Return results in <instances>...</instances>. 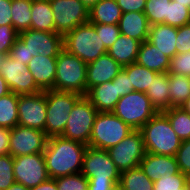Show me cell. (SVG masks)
Listing matches in <instances>:
<instances>
[{
	"label": "cell",
	"instance_id": "1",
	"mask_svg": "<svg viewBox=\"0 0 190 190\" xmlns=\"http://www.w3.org/2000/svg\"><path fill=\"white\" fill-rule=\"evenodd\" d=\"M87 147L86 144L61 136L48 138L43 156L49 178L81 173Z\"/></svg>",
	"mask_w": 190,
	"mask_h": 190
},
{
	"label": "cell",
	"instance_id": "2",
	"mask_svg": "<svg viewBox=\"0 0 190 190\" xmlns=\"http://www.w3.org/2000/svg\"><path fill=\"white\" fill-rule=\"evenodd\" d=\"M140 131L146 152L175 156L181 146L182 140L172 129L167 116L163 112H157Z\"/></svg>",
	"mask_w": 190,
	"mask_h": 190
},
{
	"label": "cell",
	"instance_id": "3",
	"mask_svg": "<svg viewBox=\"0 0 190 190\" xmlns=\"http://www.w3.org/2000/svg\"><path fill=\"white\" fill-rule=\"evenodd\" d=\"M86 74L87 64L63 48L57 56L53 90L85 96Z\"/></svg>",
	"mask_w": 190,
	"mask_h": 190
},
{
	"label": "cell",
	"instance_id": "4",
	"mask_svg": "<svg viewBox=\"0 0 190 190\" xmlns=\"http://www.w3.org/2000/svg\"><path fill=\"white\" fill-rule=\"evenodd\" d=\"M64 49L77 56L86 64L97 60L107 53V48L100 39V33H96L94 24L83 23L63 37Z\"/></svg>",
	"mask_w": 190,
	"mask_h": 190
},
{
	"label": "cell",
	"instance_id": "5",
	"mask_svg": "<svg viewBox=\"0 0 190 190\" xmlns=\"http://www.w3.org/2000/svg\"><path fill=\"white\" fill-rule=\"evenodd\" d=\"M82 96L73 92L46 90V123L44 132L48 138L61 136L69 113Z\"/></svg>",
	"mask_w": 190,
	"mask_h": 190
},
{
	"label": "cell",
	"instance_id": "6",
	"mask_svg": "<svg viewBox=\"0 0 190 190\" xmlns=\"http://www.w3.org/2000/svg\"><path fill=\"white\" fill-rule=\"evenodd\" d=\"M133 131L134 129L113 112H98L94 120L88 146L108 150Z\"/></svg>",
	"mask_w": 190,
	"mask_h": 190
},
{
	"label": "cell",
	"instance_id": "7",
	"mask_svg": "<svg viewBox=\"0 0 190 190\" xmlns=\"http://www.w3.org/2000/svg\"><path fill=\"white\" fill-rule=\"evenodd\" d=\"M134 130H140L156 113L146 93L133 91L121 97L112 111Z\"/></svg>",
	"mask_w": 190,
	"mask_h": 190
},
{
	"label": "cell",
	"instance_id": "8",
	"mask_svg": "<svg viewBox=\"0 0 190 190\" xmlns=\"http://www.w3.org/2000/svg\"><path fill=\"white\" fill-rule=\"evenodd\" d=\"M97 109L82 96L73 106L61 137L86 144L88 146Z\"/></svg>",
	"mask_w": 190,
	"mask_h": 190
},
{
	"label": "cell",
	"instance_id": "9",
	"mask_svg": "<svg viewBox=\"0 0 190 190\" xmlns=\"http://www.w3.org/2000/svg\"><path fill=\"white\" fill-rule=\"evenodd\" d=\"M81 173L88 181H120V171L116 168L107 150L88 146L84 152Z\"/></svg>",
	"mask_w": 190,
	"mask_h": 190
},
{
	"label": "cell",
	"instance_id": "10",
	"mask_svg": "<svg viewBox=\"0 0 190 190\" xmlns=\"http://www.w3.org/2000/svg\"><path fill=\"white\" fill-rule=\"evenodd\" d=\"M54 14L55 32L63 37L77 26L89 22V9L80 0H49Z\"/></svg>",
	"mask_w": 190,
	"mask_h": 190
},
{
	"label": "cell",
	"instance_id": "11",
	"mask_svg": "<svg viewBox=\"0 0 190 190\" xmlns=\"http://www.w3.org/2000/svg\"><path fill=\"white\" fill-rule=\"evenodd\" d=\"M107 151L120 172L138 167L146 153L141 131L134 130Z\"/></svg>",
	"mask_w": 190,
	"mask_h": 190
},
{
	"label": "cell",
	"instance_id": "12",
	"mask_svg": "<svg viewBox=\"0 0 190 190\" xmlns=\"http://www.w3.org/2000/svg\"><path fill=\"white\" fill-rule=\"evenodd\" d=\"M15 181L33 188L49 179L43 153L13 157Z\"/></svg>",
	"mask_w": 190,
	"mask_h": 190
},
{
	"label": "cell",
	"instance_id": "13",
	"mask_svg": "<svg viewBox=\"0 0 190 190\" xmlns=\"http://www.w3.org/2000/svg\"><path fill=\"white\" fill-rule=\"evenodd\" d=\"M0 75L5 79L10 91L15 94H35L42 91L35 83L27 65L15 61L8 55H5L0 65Z\"/></svg>",
	"mask_w": 190,
	"mask_h": 190
},
{
	"label": "cell",
	"instance_id": "14",
	"mask_svg": "<svg viewBox=\"0 0 190 190\" xmlns=\"http://www.w3.org/2000/svg\"><path fill=\"white\" fill-rule=\"evenodd\" d=\"M48 137L45 132L17 125L10 129L9 154L12 157L43 153Z\"/></svg>",
	"mask_w": 190,
	"mask_h": 190
},
{
	"label": "cell",
	"instance_id": "15",
	"mask_svg": "<svg viewBox=\"0 0 190 190\" xmlns=\"http://www.w3.org/2000/svg\"><path fill=\"white\" fill-rule=\"evenodd\" d=\"M46 91L35 94L19 95L18 125L44 132L46 123Z\"/></svg>",
	"mask_w": 190,
	"mask_h": 190
},
{
	"label": "cell",
	"instance_id": "16",
	"mask_svg": "<svg viewBox=\"0 0 190 190\" xmlns=\"http://www.w3.org/2000/svg\"><path fill=\"white\" fill-rule=\"evenodd\" d=\"M18 37L27 46L30 56L42 55L57 57L64 48L63 36L56 32L28 29L18 33Z\"/></svg>",
	"mask_w": 190,
	"mask_h": 190
},
{
	"label": "cell",
	"instance_id": "17",
	"mask_svg": "<svg viewBox=\"0 0 190 190\" xmlns=\"http://www.w3.org/2000/svg\"><path fill=\"white\" fill-rule=\"evenodd\" d=\"M122 69L123 67L108 53L101 55L97 60L87 64V91L91 87L112 81Z\"/></svg>",
	"mask_w": 190,
	"mask_h": 190
},
{
	"label": "cell",
	"instance_id": "18",
	"mask_svg": "<svg viewBox=\"0 0 190 190\" xmlns=\"http://www.w3.org/2000/svg\"><path fill=\"white\" fill-rule=\"evenodd\" d=\"M139 166L153 182L158 180L160 176L180 173L175 156L146 152Z\"/></svg>",
	"mask_w": 190,
	"mask_h": 190
},
{
	"label": "cell",
	"instance_id": "19",
	"mask_svg": "<svg viewBox=\"0 0 190 190\" xmlns=\"http://www.w3.org/2000/svg\"><path fill=\"white\" fill-rule=\"evenodd\" d=\"M85 97L98 112H112L121 98L117 89V76L112 81L91 87Z\"/></svg>",
	"mask_w": 190,
	"mask_h": 190
},
{
	"label": "cell",
	"instance_id": "20",
	"mask_svg": "<svg viewBox=\"0 0 190 190\" xmlns=\"http://www.w3.org/2000/svg\"><path fill=\"white\" fill-rule=\"evenodd\" d=\"M57 57L38 55L27 64L37 86L42 90H53Z\"/></svg>",
	"mask_w": 190,
	"mask_h": 190
},
{
	"label": "cell",
	"instance_id": "21",
	"mask_svg": "<svg viewBox=\"0 0 190 190\" xmlns=\"http://www.w3.org/2000/svg\"><path fill=\"white\" fill-rule=\"evenodd\" d=\"M178 28L166 24L150 25L147 41L154 45L168 58L176 55Z\"/></svg>",
	"mask_w": 190,
	"mask_h": 190
},
{
	"label": "cell",
	"instance_id": "22",
	"mask_svg": "<svg viewBox=\"0 0 190 190\" xmlns=\"http://www.w3.org/2000/svg\"><path fill=\"white\" fill-rule=\"evenodd\" d=\"M120 34L143 43L148 39L150 23L143 12L122 13L118 23Z\"/></svg>",
	"mask_w": 190,
	"mask_h": 190
},
{
	"label": "cell",
	"instance_id": "23",
	"mask_svg": "<svg viewBox=\"0 0 190 190\" xmlns=\"http://www.w3.org/2000/svg\"><path fill=\"white\" fill-rule=\"evenodd\" d=\"M171 59L147 40L141 43L136 63L157 73L168 72Z\"/></svg>",
	"mask_w": 190,
	"mask_h": 190
},
{
	"label": "cell",
	"instance_id": "24",
	"mask_svg": "<svg viewBox=\"0 0 190 190\" xmlns=\"http://www.w3.org/2000/svg\"><path fill=\"white\" fill-rule=\"evenodd\" d=\"M141 42L120 34L107 53L122 67L136 62Z\"/></svg>",
	"mask_w": 190,
	"mask_h": 190
},
{
	"label": "cell",
	"instance_id": "25",
	"mask_svg": "<svg viewBox=\"0 0 190 190\" xmlns=\"http://www.w3.org/2000/svg\"><path fill=\"white\" fill-rule=\"evenodd\" d=\"M145 93L157 112H163L171 108L168 72L158 73Z\"/></svg>",
	"mask_w": 190,
	"mask_h": 190
},
{
	"label": "cell",
	"instance_id": "26",
	"mask_svg": "<svg viewBox=\"0 0 190 190\" xmlns=\"http://www.w3.org/2000/svg\"><path fill=\"white\" fill-rule=\"evenodd\" d=\"M121 16L116 0H100L89 9V22L92 24L118 25Z\"/></svg>",
	"mask_w": 190,
	"mask_h": 190
},
{
	"label": "cell",
	"instance_id": "27",
	"mask_svg": "<svg viewBox=\"0 0 190 190\" xmlns=\"http://www.w3.org/2000/svg\"><path fill=\"white\" fill-rule=\"evenodd\" d=\"M31 29L55 32L54 14L49 0H32Z\"/></svg>",
	"mask_w": 190,
	"mask_h": 190
},
{
	"label": "cell",
	"instance_id": "28",
	"mask_svg": "<svg viewBox=\"0 0 190 190\" xmlns=\"http://www.w3.org/2000/svg\"><path fill=\"white\" fill-rule=\"evenodd\" d=\"M126 71L130 86H133L134 91L146 92L147 88L152 84V80L158 74L156 71L147 69L139 64L132 63L123 67Z\"/></svg>",
	"mask_w": 190,
	"mask_h": 190
},
{
	"label": "cell",
	"instance_id": "29",
	"mask_svg": "<svg viewBox=\"0 0 190 190\" xmlns=\"http://www.w3.org/2000/svg\"><path fill=\"white\" fill-rule=\"evenodd\" d=\"M19 95L13 92L0 97V127L12 129L18 125Z\"/></svg>",
	"mask_w": 190,
	"mask_h": 190
},
{
	"label": "cell",
	"instance_id": "30",
	"mask_svg": "<svg viewBox=\"0 0 190 190\" xmlns=\"http://www.w3.org/2000/svg\"><path fill=\"white\" fill-rule=\"evenodd\" d=\"M119 184L126 190H153V181L140 166L122 171Z\"/></svg>",
	"mask_w": 190,
	"mask_h": 190
},
{
	"label": "cell",
	"instance_id": "31",
	"mask_svg": "<svg viewBox=\"0 0 190 190\" xmlns=\"http://www.w3.org/2000/svg\"><path fill=\"white\" fill-rule=\"evenodd\" d=\"M32 0H12V26L18 32L31 28Z\"/></svg>",
	"mask_w": 190,
	"mask_h": 190
},
{
	"label": "cell",
	"instance_id": "32",
	"mask_svg": "<svg viewBox=\"0 0 190 190\" xmlns=\"http://www.w3.org/2000/svg\"><path fill=\"white\" fill-rule=\"evenodd\" d=\"M163 113L167 116L172 129L182 140L190 139V114L181 107H171Z\"/></svg>",
	"mask_w": 190,
	"mask_h": 190
},
{
	"label": "cell",
	"instance_id": "33",
	"mask_svg": "<svg viewBox=\"0 0 190 190\" xmlns=\"http://www.w3.org/2000/svg\"><path fill=\"white\" fill-rule=\"evenodd\" d=\"M169 94L171 107H180L190 96V86L186 76L169 74Z\"/></svg>",
	"mask_w": 190,
	"mask_h": 190
},
{
	"label": "cell",
	"instance_id": "34",
	"mask_svg": "<svg viewBox=\"0 0 190 190\" xmlns=\"http://www.w3.org/2000/svg\"><path fill=\"white\" fill-rule=\"evenodd\" d=\"M171 0H146L144 14L150 25H168V5Z\"/></svg>",
	"mask_w": 190,
	"mask_h": 190
},
{
	"label": "cell",
	"instance_id": "35",
	"mask_svg": "<svg viewBox=\"0 0 190 190\" xmlns=\"http://www.w3.org/2000/svg\"><path fill=\"white\" fill-rule=\"evenodd\" d=\"M190 23V9L174 0L168 5V25L179 28Z\"/></svg>",
	"mask_w": 190,
	"mask_h": 190
},
{
	"label": "cell",
	"instance_id": "36",
	"mask_svg": "<svg viewBox=\"0 0 190 190\" xmlns=\"http://www.w3.org/2000/svg\"><path fill=\"white\" fill-rule=\"evenodd\" d=\"M188 185L187 176L180 172L173 175L160 176L153 182V190H184Z\"/></svg>",
	"mask_w": 190,
	"mask_h": 190
},
{
	"label": "cell",
	"instance_id": "37",
	"mask_svg": "<svg viewBox=\"0 0 190 190\" xmlns=\"http://www.w3.org/2000/svg\"><path fill=\"white\" fill-rule=\"evenodd\" d=\"M58 190H88L89 181L82 174H73L55 179Z\"/></svg>",
	"mask_w": 190,
	"mask_h": 190
},
{
	"label": "cell",
	"instance_id": "38",
	"mask_svg": "<svg viewBox=\"0 0 190 190\" xmlns=\"http://www.w3.org/2000/svg\"><path fill=\"white\" fill-rule=\"evenodd\" d=\"M15 181L13 157L10 154L0 156V190H6Z\"/></svg>",
	"mask_w": 190,
	"mask_h": 190
},
{
	"label": "cell",
	"instance_id": "39",
	"mask_svg": "<svg viewBox=\"0 0 190 190\" xmlns=\"http://www.w3.org/2000/svg\"><path fill=\"white\" fill-rule=\"evenodd\" d=\"M168 74L190 75V51L187 53L176 54L171 58Z\"/></svg>",
	"mask_w": 190,
	"mask_h": 190
},
{
	"label": "cell",
	"instance_id": "40",
	"mask_svg": "<svg viewBox=\"0 0 190 190\" xmlns=\"http://www.w3.org/2000/svg\"><path fill=\"white\" fill-rule=\"evenodd\" d=\"M96 33H100V39L104 46L109 49L120 35L118 25L94 24Z\"/></svg>",
	"mask_w": 190,
	"mask_h": 190
},
{
	"label": "cell",
	"instance_id": "41",
	"mask_svg": "<svg viewBox=\"0 0 190 190\" xmlns=\"http://www.w3.org/2000/svg\"><path fill=\"white\" fill-rule=\"evenodd\" d=\"M17 38L18 32L13 26H0V53L8 55Z\"/></svg>",
	"mask_w": 190,
	"mask_h": 190
},
{
	"label": "cell",
	"instance_id": "42",
	"mask_svg": "<svg viewBox=\"0 0 190 190\" xmlns=\"http://www.w3.org/2000/svg\"><path fill=\"white\" fill-rule=\"evenodd\" d=\"M180 172L186 176L190 173V139L181 142V146L175 155Z\"/></svg>",
	"mask_w": 190,
	"mask_h": 190
},
{
	"label": "cell",
	"instance_id": "43",
	"mask_svg": "<svg viewBox=\"0 0 190 190\" xmlns=\"http://www.w3.org/2000/svg\"><path fill=\"white\" fill-rule=\"evenodd\" d=\"M8 56L14 59L15 61H20L22 64L26 65L32 59V56H30V52L27 49V46L19 37L14 42L11 50L9 51Z\"/></svg>",
	"mask_w": 190,
	"mask_h": 190
},
{
	"label": "cell",
	"instance_id": "44",
	"mask_svg": "<svg viewBox=\"0 0 190 190\" xmlns=\"http://www.w3.org/2000/svg\"><path fill=\"white\" fill-rule=\"evenodd\" d=\"M190 51V23L178 28L176 39V54Z\"/></svg>",
	"mask_w": 190,
	"mask_h": 190
},
{
	"label": "cell",
	"instance_id": "45",
	"mask_svg": "<svg viewBox=\"0 0 190 190\" xmlns=\"http://www.w3.org/2000/svg\"><path fill=\"white\" fill-rule=\"evenodd\" d=\"M122 13L144 12L146 0H116Z\"/></svg>",
	"mask_w": 190,
	"mask_h": 190
},
{
	"label": "cell",
	"instance_id": "46",
	"mask_svg": "<svg viewBox=\"0 0 190 190\" xmlns=\"http://www.w3.org/2000/svg\"><path fill=\"white\" fill-rule=\"evenodd\" d=\"M12 0H0V26H12Z\"/></svg>",
	"mask_w": 190,
	"mask_h": 190
},
{
	"label": "cell",
	"instance_id": "47",
	"mask_svg": "<svg viewBox=\"0 0 190 190\" xmlns=\"http://www.w3.org/2000/svg\"><path fill=\"white\" fill-rule=\"evenodd\" d=\"M117 89L120 97L134 91L133 86H130L129 77L124 69L117 75Z\"/></svg>",
	"mask_w": 190,
	"mask_h": 190
},
{
	"label": "cell",
	"instance_id": "48",
	"mask_svg": "<svg viewBox=\"0 0 190 190\" xmlns=\"http://www.w3.org/2000/svg\"><path fill=\"white\" fill-rule=\"evenodd\" d=\"M10 129L0 127V156L9 154Z\"/></svg>",
	"mask_w": 190,
	"mask_h": 190
},
{
	"label": "cell",
	"instance_id": "49",
	"mask_svg": "<svg viewBox=\"0 0 190 190\" xmlns=\"http://www.w3.org/2000/svg\"><path fill=\"white\" fill-rule=\"evenodd\" d=\"M115 186L113 181H89L88 190H112Z\"/></svg>",
	"mask_w": 190,
	"mask_h": 190
},
{
	"label": "cell",
	"instance_id": "50",
	"mask_svg": "<svg viewBox=\"0 0 190 190\" xmlns=\"http://www.w3.org/2000/svg\"><path fill=\"white\" fill-rule=\"evenodd\" d=\"M30 190H58V188L55 179L49 178L47 181L42 182L41 184L31 188Z\"/></svg>",
	"mask_w": 190,
	"mask_h": 190
},
{
	"label": "cell",
	"instance_id": "51",
	"mask_svg": "<svg viewBox=\"0 0 190 190\" xmlns=\"http://www.w3.org/2000/svg\"><path fill=\"white\" fill-rule=\"evenodd\" d=\"M10 92L11 91H10L5 79L0 75V97H3Z\"/></svg>",
	"mask_w": 190,
	"mask_h": 190
},
{
	"label": "cell",
	"instance_id": "52",
	"mask_svg": "<svg viewBox=\"0 0 190 190\" xmlns=\"http://www.w3.org/2000/svg\"><path fill=\"white\" fill-rule=\"evenodd\" d=\"M6 190H30V188H27L26 186L22 185L21 183L14 182Z\"/></svg>",
	"mask_w": 190,
	"mask_h": 190
},
{
	"label": "cell",
	"instance_id": "53",
	"mask_svg": "<svg viewBox=\"0 0 190 190\" xmlns=\"http://www.w3.org/2000/svg\"><path fill=\"white\" fill-rule=\"evenodd\" d=\"M185 112L190 114V96L184 101V103L180 106Z\"/></svg>",
	"mask_w": 190,
	"mask_h": 190
},
{
	"label": "cell",
	"instance_id": "54",
	"mask_svg": "<svg viewBox=\"0 0 190 190\" xmlns=\"http://www.w3.org/2000/svg\"><path fill=\"white\" fill-rule=\"evenodd\" d=\"M88 9L95 5L100 0H80Z\"/></svg>",
	"mask_w": 190,
	"mask_h": 190
},
{
	"label": "cell",
	"instance_id": "55",
	"mask_svg": "<svg viewBox=\"0 0 190 190\" xmlns=\"http://www.w3.org/2000/svg\"><path fill=\"white\" fill-rule=\"evenodd\" d=\"M177 3H181L184 5V7H187L190 9V0H174Z\"/></svg>",
	"mask_w": 190,
	"mask_h": 190
},
{
	"label": "cell",
	"instance_id": "56",
	"mask_svg": "<svg viewBox=\"0 0 190 190\" xmlns=\"http://www.w3.org/2000/svg\"><path fill=\"white\" fill-rule=\"evenodd\" d=\"M112 190H126L120 184H117Z\"/></svg>",
	"mask_w": 190,
	"mask_h": 190
},
{
	"label": "cell",
	"instance_id": "57",
	"mask_svg": "<svg viewBox=\"0 0 190 190\" xmlns=\"http://www.w3.org/2000/svg\"><path fill=\"white\" fill-rule=\"evenodd\" d=\"M4 59H5V55L0 53V65L3 63Z\"/></svg>",
	"mask_w": 190,
	"mask_h": 190
},
{
	"label": "cell",
	"instance_id": "58",
	"mask_svg": "<svg viewBox=\"0 0 190 190\" xmlns=\"http://www.w3.org/2000/svg\"><path fill=\"white\" fill-rule=\"evenodd\" d=\"M188 186H190V173L187 175Z\"/></svg>",
	"mask_w": 190,
	"mask_h": 190
},
{
	"label": "cell",
	"instance_id": "59",
	"mask_svg": "<svg viewBox=\"0 0 190 190\" xmlns=\"http://www.w3.org/2000/svg\"><path fill=\"white\" fill-rule=\"evenodd\" d=\"M186 78H187L189 86H190V75L186 76Z\"/></svg>",
	"mask_w": 190,
	"mask_h": 190
},
{
	"label": "cell",
	"instance_id": "60",
	"mask_svg": "<svg viewBox=\"0 0 190 190\" xmlns=\"http://www.w3.org/2000/svg\"><path fill=\"white\" fill-rule=\"evenodd\" d=\"M184 190H190V186L187 185Z\"/></svg>",
	"mask_w": 190,
	"mask_h": 190
}]
</instances>
